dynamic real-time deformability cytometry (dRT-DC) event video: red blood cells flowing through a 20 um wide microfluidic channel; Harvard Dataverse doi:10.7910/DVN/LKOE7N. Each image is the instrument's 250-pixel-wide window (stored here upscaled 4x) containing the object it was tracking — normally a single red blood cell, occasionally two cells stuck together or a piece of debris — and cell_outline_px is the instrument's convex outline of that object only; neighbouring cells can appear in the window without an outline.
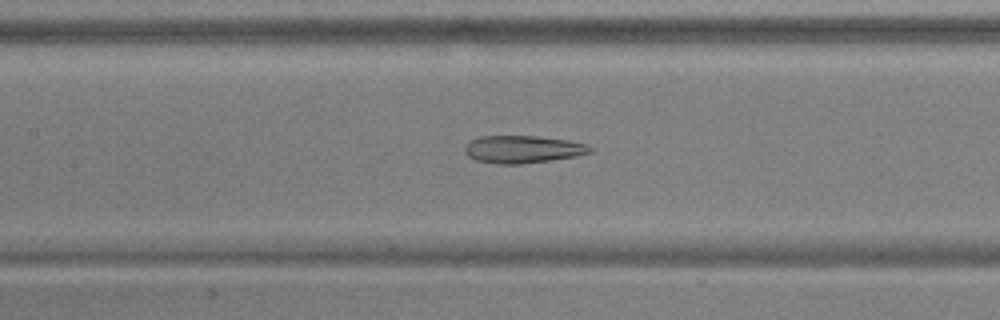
{"species": "common noctule bat (a hibernating species)", "species_latin": "Nyctalus noctula", "temperature_condition": "warm", "stored_images_in_passage": 53, "segment_of_instrument_passage": [1, 2], "camera_frame_rate_fps": 3000, "um_per_image_px": 0.085, "animal": {"sex": "male", "body_mass_g": 17.9, "forearm_length_mm": 54.2}, "frame": {"image": 1, "passage_image": 24, "time_ms": 7.667, "image_size_px": [1000, 320], "cell_outline_px": [[592, 152], [576, 156], [552, 160], [520, 164], [496, 164], [476, 160], [468, 156], [464, 152], [464, 148], [472, 140], [480, 136], [536, 136], [568, 140], [588, 144], [592, 148]], "centroid_in_image_um": [44.45, 12.69], "position_along_channel_um": 162.9, "area_um2": 20.11}}
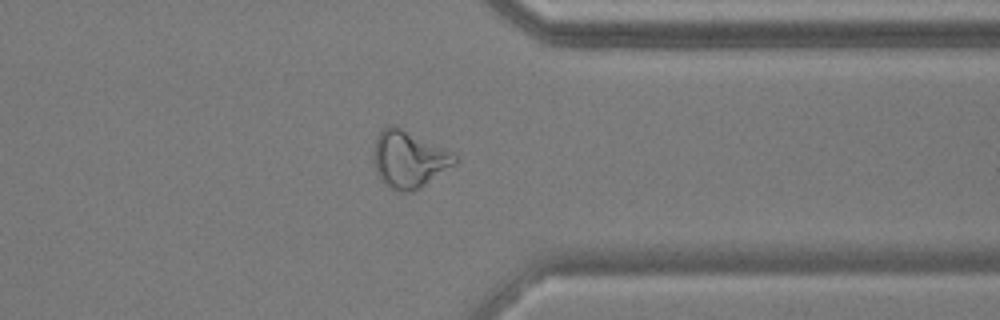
{"frame": {"image": 2, "passage_image": 41, "time_ms": 13.333, "image_size_px": [1000, 320], "cell_outline_px": [[456, 164], [420, 188], [412, 192], [400, 192], [384, 184], [380, 180], [376, 172], [376, 140], [380, 128], [388, 124], [396, 124], [452, 152], [456, 156]], "centroid_in_image_um": [34.77, 13.52], "position_along_channel_um": 376.6, "area_um2": 26.88}}
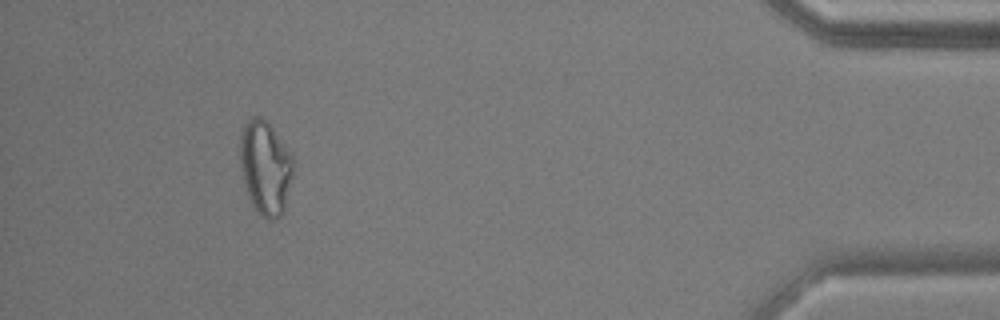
{"frame": {"image": 3, "passage_image": 48, "time_ms": 15.667, "image_size_px": [1000, 320], "cell_outline_px": [[292, 176], [284, 212], [276, 220], [268, 220], [260, 216], [252, 204], [248, 196], [244, 184], [240, 168], [240, 136], [244, 124], [252, 116], [260, 116], [272, 128], [292, 152]], "centroid_in_image_um": [22.55, 14.27], "position_along_channel_um": 412.7, "area_um2": 29.3}}